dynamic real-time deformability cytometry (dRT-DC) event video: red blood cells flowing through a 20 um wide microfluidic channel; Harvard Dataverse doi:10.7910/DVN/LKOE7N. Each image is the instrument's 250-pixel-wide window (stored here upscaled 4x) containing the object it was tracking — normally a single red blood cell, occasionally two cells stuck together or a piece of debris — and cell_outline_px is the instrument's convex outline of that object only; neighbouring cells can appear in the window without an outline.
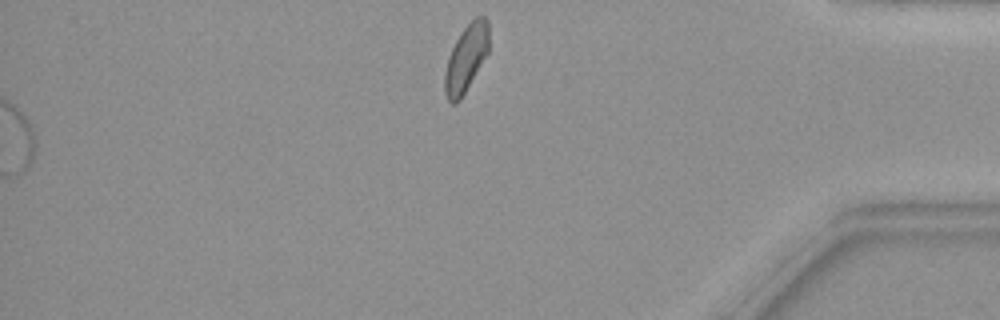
{"species": "common noctule bat (a hibernating species)", "species_latin": "Nyctalus noctula", "temperature_condition": "warm", "stored_images_in_passage": 45, "segment_of_instrument_passage": [2, 2], "camera_frame_rate_fps": 3000, "um_per_image_px": 0.085, "animal": {"sex": "female", "body_mass_g": 19.9}, "frame": {"image": 1, "passage_image": 45, "time_ms": 14.667, "image_size_px": [1000, 320], "cell_outline_px": [[488, 52], [460, 100], [456, 104], [452, 104], [448, 100], [444, 92], [444, 72], [448, 56], [456, 40], [464, 28], [476, 16], [484, 16], [488, 20]], "centroid_in_image_um": [39.6, 4.97], "position_along_channel_um": 395.6, "area_um2": 17.11}}